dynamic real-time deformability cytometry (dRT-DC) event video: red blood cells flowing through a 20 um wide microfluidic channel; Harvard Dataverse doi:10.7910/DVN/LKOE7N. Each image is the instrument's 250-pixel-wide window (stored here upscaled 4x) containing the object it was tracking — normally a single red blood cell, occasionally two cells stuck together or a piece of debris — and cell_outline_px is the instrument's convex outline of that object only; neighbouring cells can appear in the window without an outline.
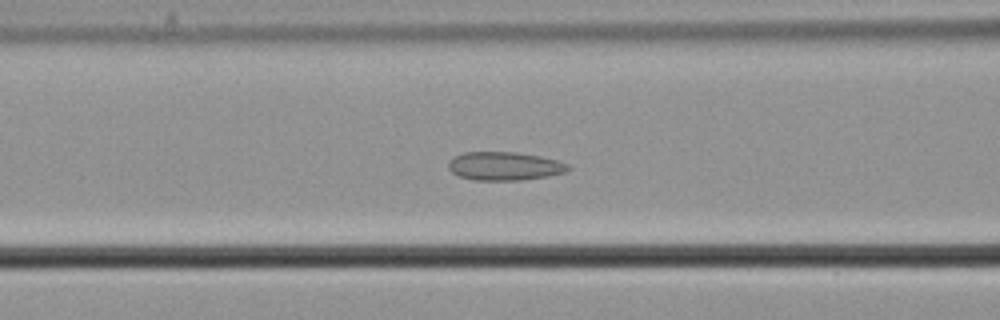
{"species": "common noctule bat (a hibernating species)", "species_latin": "Nyctalus noctula", "temperature_condition": "cold", "stored_images_in_passage": 49, "camera_frame_rate_fps": 3000, "um_per_image_px": 0.085, "animal": {"sex": "male", "body_mass_g": 21.5, "forearm_length_mm": 52.0}, "frame": {"image": 1, "passage_image": 21, "time_ms": 6.667, "image_size_px": [1000, 320], "cell_outline_px": [[572, 168], [564, 172], [548, 176], [520, 180], [472, 180], [460, 176], [452, 172], [448, 168], [448, 164], [456, 156], [464, 152], [516, 152], [540, 156], [556, 160], [568, 164]], "centroid_in_image_um": [42.9, 14.12], "position_along_channel_um": 123.7, "area_um2": 19.71}}
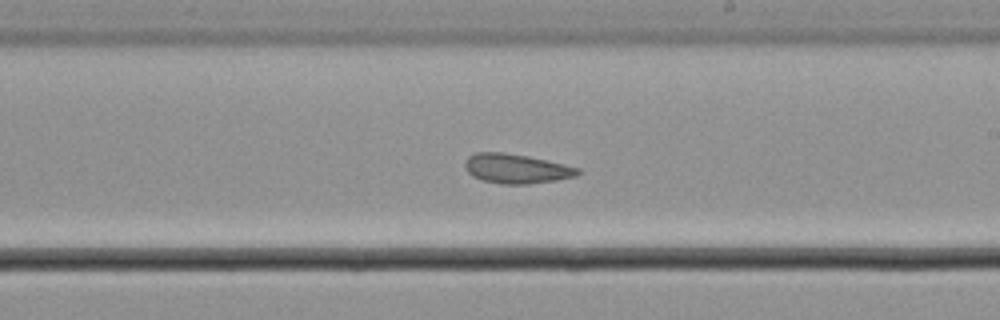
{"frame": {"image": 2, "passage_image": 31, "time_ms": 10.0, "image_size_px": [1000, 320], "cell_outline_px": [[584, 172], [576, 176], [556, 180], [528, 184], [500, 184], [484, 180], [472, 176], [468, 172], [464, 164], [468, 156], [476, 152], [504, 152], [528, 156], [564, 164], [580, 168]], "centroid_in_image_um": [43.91, 14.33], "position_along_channel_um": 245.1, "area_um2": 19.48}}
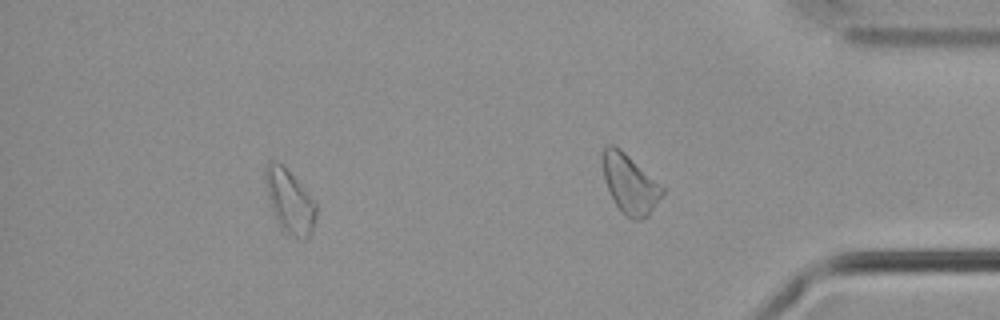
{"frame": {"image": 3, "passage_image": 43, "time_ms": 14.0, "image_size_px": [1000, 320], "cell_outline_px": [[316, 216], [312, 228], [308, 236], [304, 240], [288, 236], [280, 228], [272, 208], [268, 196], [264, 180], [264, 168], [268, 160], [272, 160], [280, 164], [316, 200]], "centroid_in_image_um": [24.61, 17.13], "position_along_channel_um": 410.6, "area_um2": 18.73}, "authors_computed_cell_mechanics": {"area_um2": 19.7676, "velocity_mm_per_s": 3.6452, "shape_relaxation_time_tau1_ms": null, "shape_relaxation_time_tau2_ms": 2.1706, "deformation_change_tau1": null, "deformation_change_tau2": 0.0665}}